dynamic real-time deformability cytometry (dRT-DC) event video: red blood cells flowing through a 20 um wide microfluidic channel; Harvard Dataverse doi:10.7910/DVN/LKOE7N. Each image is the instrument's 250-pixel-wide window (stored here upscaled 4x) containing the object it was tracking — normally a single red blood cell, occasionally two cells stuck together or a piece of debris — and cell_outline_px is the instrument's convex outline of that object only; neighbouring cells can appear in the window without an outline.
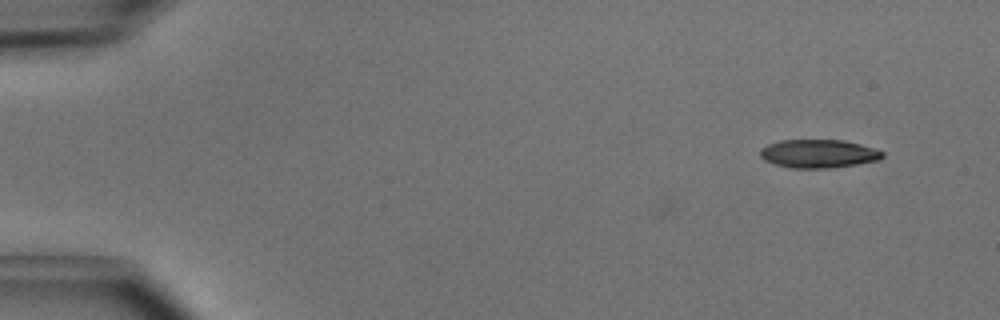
{"species": "common noctule bat (a hibernating species)", "species_latin": "Nyctalus noctula", "temperature_condition": "cold", "stored_images_in_passage": 9, "camera_frame_rate_fps": 3000, "um_per_image_px": 0.085, "animal": {"sex": "male", "body_mass_g": 15.6}, "frame": {"image": 1, "passage_image": 9, "time_ms": 2.667, "image_size_px": [1000, 320], "cell_outline_px": [[884, 156], [880, 160], [856, 164], [828, 168], [792, 168], [776, 164], [764, 160], [760, 156], [760, 148], [768, 144], [780, 140], [844, 140], [860, 144], [884, 152]], "centroid_in_image_um": [69.56, 13.06], "position_along_channel_um": 15.4, "area_um2": 20.17}}